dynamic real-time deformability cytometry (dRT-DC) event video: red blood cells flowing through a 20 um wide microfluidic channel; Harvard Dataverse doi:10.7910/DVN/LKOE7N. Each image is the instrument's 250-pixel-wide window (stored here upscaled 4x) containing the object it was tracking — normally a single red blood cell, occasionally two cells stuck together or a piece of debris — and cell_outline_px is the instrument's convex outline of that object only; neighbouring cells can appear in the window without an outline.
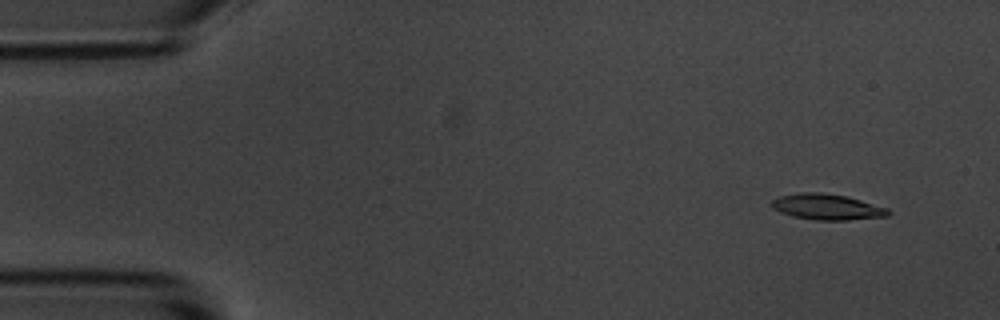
{"species": "common noctule bat (a hibernating species)", "species_latin": "Nyctalus noctula", "temperature_condition": "room temperature", "stored_images_in_passage": 55, "camera_frame_rate_fps": 3000, "um_per_image_px": 0.085, "animal": {"sex": "male", "body_mass_g": 20.1, "forearm_length_mm": 53.5}, "frame": {"image": 1, "passage_image": 4, "time_ms": 1.0, "image_size_px": [1000, 320], "cell_outline_px": [[892, 212], [888, 216], [848, 220], [816, 220], [792, 216], [780, 212], [772, 208], [772, 200], [776, 196], [800, 192], [820, 192], [848, 196], [888, 208]], "centroid_in_image_um": [70.3, 17.58], "position_along_channel_um": 14.7, "area_um2": 17.74}}
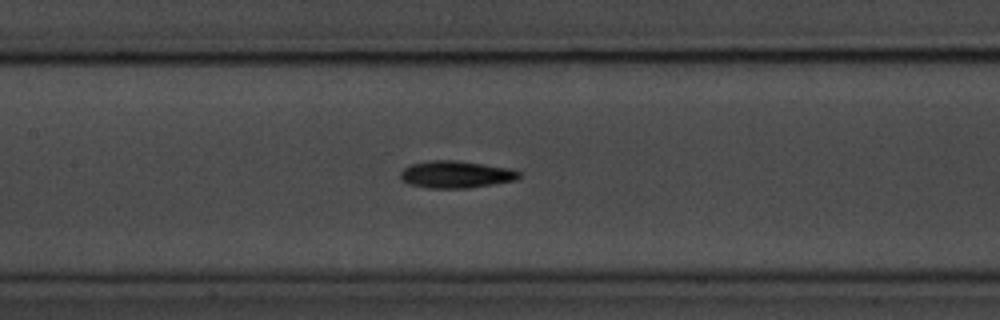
{"frame": {"image": 2, "passage_image": 25, "time_ms": 8.0, "image_size_px": [1000, 320], "cell_outline_px": [[520, 176], [516, 180], [468, 188], [428, 188], [408, 184], [400, 176], [400, 172], [408, 164], [428, 160], [456, 160], [508, 168], [520, 172]], "centroid_in_image_um": [38.71, 14.82], "position_along_channel_um": 168.7, "area_um2": 18.73}}
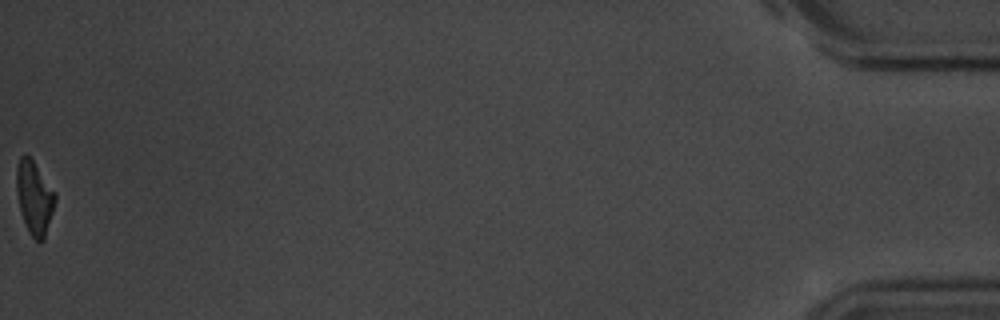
{"frame": {"image": 3, "passage_image": 55, "time_ms": 18.0, "image_size_px": [1000, 320], "cell_outline_px": [[56, 200], [44, 240], [36, 240], [28, 232], [24, 224], [20, 212], [16, 192], [16, 164], [20, 156], [28, 156], [32, 160], [56, 192]], "centroid_in_image_um": [2.9, 16.8], "position_along_channel_um": 432.3, "area_um2": 16.59}, "authors_computed_cell_mechanics": {"area_um2": 17.7446, "velocity_mm_per_s": 3.6441, "shape_relaxation_time_tau1_ms": 2.7753, "shape_relaxation_time_tau2_ms": 6.972, "deformation_change_tau1": 0.1295, "deformation_change_tau2": 0.1763}}